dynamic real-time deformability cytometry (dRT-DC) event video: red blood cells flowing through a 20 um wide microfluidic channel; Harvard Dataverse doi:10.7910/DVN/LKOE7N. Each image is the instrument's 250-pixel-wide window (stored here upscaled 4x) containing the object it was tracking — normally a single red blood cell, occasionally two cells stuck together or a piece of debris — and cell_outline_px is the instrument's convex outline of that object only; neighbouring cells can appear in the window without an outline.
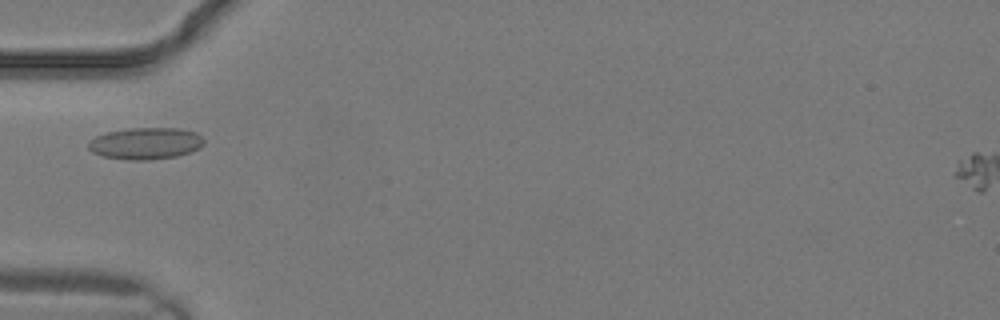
{"species": "common noctule bat (a hibernating species)", "species_latin": "Nyctalus noctula", "temperature_condition": "warm", "stored_images_in_passage": 6, "camera_frame_rate_fps": 3000, "um_per_image_px": 0.085, "animal": {"sex": "male", "body_mass_g": 19.2, "forearm_length_mm": 51.8}, "frame": {"image": 1, "passage_image": 5, "time_ms": 1.333, "image_size_px": [1000, 320], "cell_outline_px": [[204, 144], [200, 148], [176, 156], [148, 160], [128, 160], [100, 156], [92, 152], [88, 148], [88, 140], [96, 136], [108, 132], [128, 128], [180, 128], [196, 132], [204, 140]], "centroid_in_image_um": [12.35, 12.19], "position_along_channel_um": 72.7, "area_um2": 21.5}}